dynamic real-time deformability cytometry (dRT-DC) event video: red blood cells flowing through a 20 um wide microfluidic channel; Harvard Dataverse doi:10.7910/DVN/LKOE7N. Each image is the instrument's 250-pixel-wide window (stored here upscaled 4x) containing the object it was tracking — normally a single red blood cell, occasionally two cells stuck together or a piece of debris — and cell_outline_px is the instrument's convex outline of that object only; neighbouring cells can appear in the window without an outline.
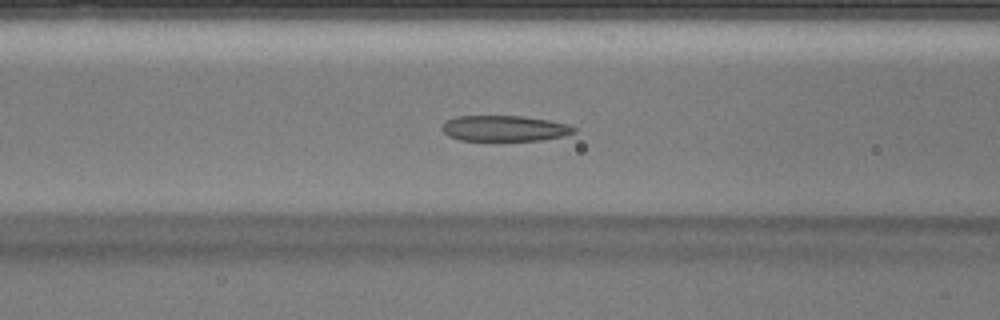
{"species": "Egyptian fruit bat (a non-hibernating species)", "species_latin": "Rousettus aegyptiacus", "temperature_condition": "warm", "stored_images_in_passage": 44, "camera_frame_rate_fps": 3000, "um_per_image_px": 0.085, "animal": {"sex": "male"}, "frame": {"image": 1, "passage_image": 18, "time_ms": 5.667, "image_size_px": [1000, 320], "cell_outline_px": [[576, 132], [564, 136], [540, 140], [460, 140], [448, 136], [440, 128], [448, 120], [456, 116], [524, 116], [548, 120], [568, 124], [576, 128]], "centroid_in_image_um": [42.9, 10.91], "position_along_channel_um": 123.7, "area_um2": 19.71}}
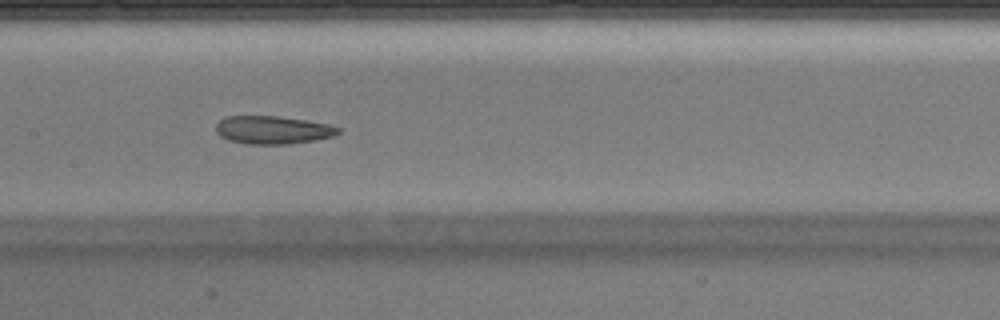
{"frame": {"image": 2, "passage_image": 22, "time_ms": 7.0, "image_size_px": [1000, 320], "cell_outline_px": [[340, 132], [332, 136], [312, 140], [288, 144], [248, 144], [228, 140], [220, 136], [216, 132], [216, 124], [224, 116], [280, 116], [328, 124], [340, 128]], "centroid_in_image_um": [23.14, 11.04], "position_along_channel_um": 184.3, "area_um2": 19.88}}
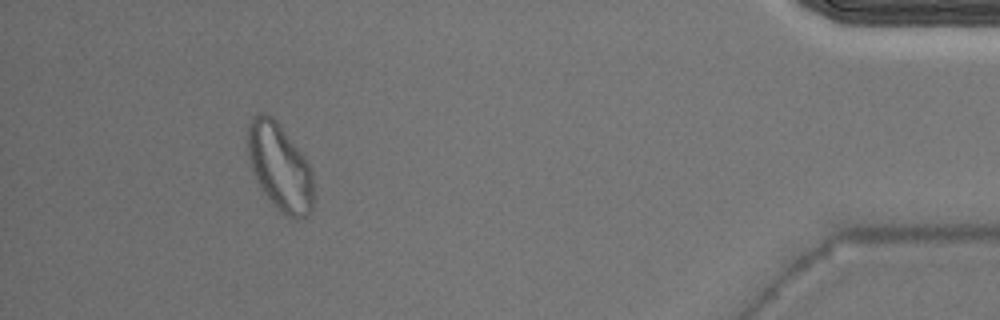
{"frame": {"image": 3, "passage_image": 41, "time_ms": 13.333, "image_size_px": [1000, 320], "cell_outline_px": [[312, 208], [308, 216], [296, 220], [292, 220], [268, 196], [260, 184], [252, 168], [248, 152], [248, 124], [252, 116], [256, 112], [264, 112], [272, 116], [276, 120], [300, 152], [308, 164], [312, 172]], "centroid_in_image_um": [23.78, 14.15], "position_along_channel_um": 411.4, "area_um2": 32.43}}